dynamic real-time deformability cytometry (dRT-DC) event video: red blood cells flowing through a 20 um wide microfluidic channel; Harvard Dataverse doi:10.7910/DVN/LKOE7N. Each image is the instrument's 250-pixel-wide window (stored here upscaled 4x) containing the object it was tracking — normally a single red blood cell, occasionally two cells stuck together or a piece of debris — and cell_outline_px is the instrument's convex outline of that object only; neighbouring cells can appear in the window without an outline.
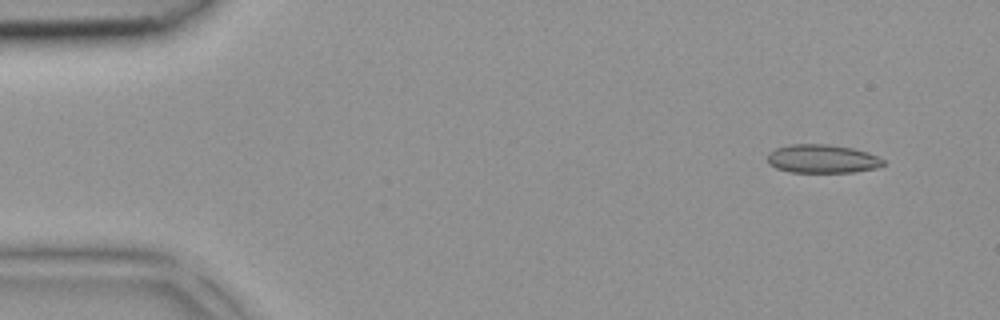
{"species": "common noctule bat (a hibernating species)", "species_latin": "Nyctalus noctula", "temperature_condition": "room temperature", "stored_images_in_passage": 2, "camera_frame_rate_fps": 3000, "um_per_image_px": 0.085, "animal": {"sex": "female", "body_mass_g": 18.4}, "frame": {"image": 1, "passage_image": 2, "time_ms": 0.333, "image_size_px": [1000, 320], "cell_outline_px": [[884, 164], [876, 168], [852, 172], [792, 172], [776, 168], [768, 164], [768, 152], [776, 148], [788, 144], [828, 144], [852, 148], [868, 152], [884, 160]], "centroid_in_image_um": [69.86, 13.49], "position_along_channel_um": 15.1, "area_um2": 19.25}}